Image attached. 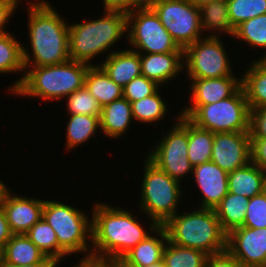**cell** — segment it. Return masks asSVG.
Listing matches in <instances>:
<instances>
[{"mask_svg":"<svg viewBox=\"0 0 266 267\" xmlns=\"http://www.w3.org/2000/svg\"><path fill=\"white\" fill-rule=\"evenodd\" d=\"M93 210L90 242L93 264L114 265L158 226L156 222L150 223L147 232L128 210L104 203L94 204Z\"/></svg>","mask_w":266,"mask_h":267,"instance_id":"1","label":"cell"},{"mask_svg":"<svg viewBox=\"0 0 266 267\" xmlns=\"http://www.w3.org/2000/svg\"><path fill=\"white\" fill-rule=\"evenodd\" d=\"M29 4L28 32L33 53L30 55L22 46L24 66L55 65L70 60L68 23L45 0Z\"/></svg>","mask_w":266,"mask_h":267,"instance_id":"2","label":"cell"},{"mask_svg":"<svg viewBox=\"0 0 266 267\" xmlns=\"http://www.w3.org/2000/svg\"><path fill=\"white\" fill-rule=\"evenodd\" d=\"M89 66L71 59L55 65L24 66L25 74L8 87V91L14 95L58 101L84 86Z\"/></svg>","mask_w":266,"mask_h":267,"instance_id":"3","label":"cell"},{"mask_svg":"<svg viewBox=\"0 0 266 267\" xmlns=\"http://www.w3.org/2000/svg\"><path fill=\"white\" fill-rule=\"evenodd\" d=\"M99 19L69 25V57L89 65L127 34V12L105 9Z\"/></svg>","mask_w":266,"mask_h":267,"instance_id":"4","label":"cell"},{"mask_svg":"<svg viewBox=\"0 0 266 267\" xmlns=\"http://www.w3.org/2000/svg\"><path fill=\"white\" fill-rule=\"evenodd\" d=\"M163 226L168 240L175 245L197 249L207 255L227 249V234L215 209L199 208L184 214L177 213Z\"/></svg>","mask_w":266,"mask_h":267,"instance_id":"5","label":"cell"},{"mask_svg":"<svg viewBox=\"0 0 266 267\" xmlns=\"http://www.w3.org/2000/svg\"><path fill=\"white\" fill-rule=\"evenodd\" d=\"M42 218L56 233L58 263L62 258L78 252L84 254L89 252L85 254L84 259H80V263H91V250L88 246L92 245L88 244V239L91 241L92 238V222L82 210L79 211L63 202L45 200Z\"/></svg>","mask_w":266,"mask_h":267,"instance_id":"6","label":"cell"},{"mask_svg":"<svg viewBox=\"0 0 266 267\" xmlns=\"http://www.w3.org/2000/svg\"><path fill=\"white\" fill-rule=\"evenodd\" d=\"M179 114L212 133L249 132L250 110L242 87L226 99L186 106Z\"/></svg>","mask_w":266,"mask_h":267,"instance_id":"7","label":"cell"},{"mask_svg":"<svg viewBox=\"0 0 266 267\" xmlns=\"http://www.w3.org/2000/svg\"><path fill=\"white\" fill-rule=\"evenodd\" d=\"M145 159L139 206L151 222L164 225L178 213L177 206L183 194L181 183L159 169L148 158Z\"/></svg>","mask_w":266,"mask_h":267,"instance_id":"8","label":"cell"},{"mask_svg":"<svg viewBox=\"0 0 266 267\" xmlns=\"http://www.w3.org/2000/svg\"><path fill=\"white\" fill-rule=\"evenodd\" d=\"M127 31L129 43L137 49L132 50L139 54L183 52L150 6L127 12Z\"/></svg>","mask_w":266,"mask_h":267,"instance_id":"9","label":"cell"},{"mask_svg":"<svg viewBox=\"0 0 266 267\" xmlns=\"http://www.w3.org/2000/svg\"><path fill=\"white\" fill-rule=\"evenodd\" d=\"M149 6L179 48L184 50L203 35L199 7L189 0H151Z\"/></svg>","mask_w":266,"mask_h":267,"instance_id":"10","label":"cell"},{"mask_svg":"<svg viewBox=\"0 0 266 267\" xmlns=\"http://www.w3.org/2000/svg\"><path fill=\"white\" fill-rule=\"evenodd\" d=\"M183 60L190 79L233 76V71L220 37L204 35L183 50Z\"/></svg>","mask_w":266,"mask_h":267,"instance_id":"11","label":"cell"},{"mask_svg":"<svg viewBox=\"0 0 266 267\" xmlns=\"http://www.w3.org/2000/svg\"><path fill=\"white\" fill-rule=\"evenodd\" d=\"M171 130L147 154V158L159 169L181 182L180 178L193 173L188 159V118L179 114Z\"/></svg>","mask_w":266,"mask_h":267,"instance_id":"12","label":"cell"},{"mask_svg":"<svg viewBox=\"0 0 266 267\" xmlns=\"http://www.w3.org/2000/svg\"><path fill=\"white\" fill-rule=\"evenodd\" d=\"M211 161L227 173L251 162L250 132L214 133Z\"/></svg>","mask_w":266,"mask_h":267,"instance_id":"13","label":"cell"},{"mask_svg":"<svg viewBox=\"0 0 266 267\" xmlns=\"http://www.w3.org/2000/svg\"><path fill=\"white\" fill-rule=\"evenodd\" d=\"M227 250L245 267H266V228L232 230L227 235Z\"/></svg>","mask_w":266,"mask_h":267,"instance_id":"14","label":"cell"},{"mask_svg":"<svg viewBox=\"0 0 266 267\" xmlns=\"http://www.w3.org/2000/svg\"><path fill=\"white\" fill-rule=\"evenodd\" d=\"M6 187L0 197L10 230L13 234H26L41 218L44 201L36 198H27L10 193Z\"/></svg>","mask_w":266,"mask_h":267,"instance_id":"15","label":"cell"},{"mask_svg":"<svg viewBox=\"0 0 266 267\" xmlns=\"http://www.w3.org/2000/svg\"><path fill=\"white\" fill-rule=\"evenodd\" d=\"M198 190L202 193L200 208L216 209L229 192L228 175L212 161L196 165L193 173Z\"/></svg>","mask_w":266,"mask_h":267,"instance_id":"16","label":"cell"},{"mask_svg":"<svg viewBox=\"0 0 266 267\" xmlns=\"http://www.w3.org/2000/svg\"><path fill=\"white\" fill-rule=\"evenodd\" d=\"M154 231L156 236L149 234L124 254L115 265L117 267H145L160 262L163 259V250L168 241V235L163 225H158Z\"/></svg>","mask_w":266,"mask_h":267,"instance_id":"17","label":"cell"},{"mask_svg":"<svg viewBox=\"0 0 266 267\" xmlns=\"http://www.w3.org/2000/svg\"><path fill=\"white\" fill-rule=\"evenodd\" d=\"M141 75L161 86L184 70L183 52L140 54Z\"/></svg>","mask_w":266,"mask_h":267,"instance_id":"18","label":"cell"},{"mask_svg":"<svg viewBox=\"0 0 266 267\" xmlns=\"http://www.w3.org/2000/svg\"><path fill=\"white\" fill-rule=\"evenodd\" d=\"M191 81V105H208L232 96L241 87V78L219 77L189 79Z\"/></svg>","mask_w":266,"mask_h":267,"instance_id":"19","label":"cell"},{"mask_svg":"<svg viewBox=\"0 0 266 267\" xmlns=\"http://www.w3.org/2000/svg\"><path fill=\"white\" fill-rule=\"evenodd\" d=\"M98 65L122 88L141 75L140 54L130 48L109 52L105 61Z\"/></svg>","mask_w":266,"mask_h":267,"instance_id":"20","label":"cell"},{"mask_svg":"<svg viewBox=\"0 0 266 267\" xmlns=\"http://www.w3.org/2000/svg\"><path fill=\"white\" fill-rule=\"evenodd\" d=\"M133 119L131 103L121 97L102 107L99 130L105 136L119 138L128 130Z\"/></svg>","mask_w":266,"mask_h":267,"instance_id":"21","label":"cell"},{"mask_svg":"<svg viewBox=\"0 0 266 267\" xmlns=\"http://www.w3.org/2000/svg\"><path fill=\"white\" fill-rule=\"evenodd\" d=\"M241 78L249 110L266 107V59L254 60Z\"/></svg>","mask_w":266,"mask_h":267,"instance_id":"22","label":"cell"},{"mask_svg":"<svg viewBox=\"0 0 266 267\" xmlns=\"http://www.w3.org/2000/svg\"><path fill=\"white\" fill-rule=\"evenodd\" d=\"M228 185L232 194L250 199L263 192L264 171L249 162L246 166L229 173Z\"/></svg>","mask_w":266,"mask_h":267,"instance_id":"23","label":"cell"},{"mask_svg":"<svg viewBox=\"0 0 266 267\" xmlns=\"http://www.w3.org/2000/svg\"><path fill=\"white\" fill-rule=\"evenodd\" d=\"M84 86L101 107L123 97V88L111 80L99 65L89 66Z\"/></svg>","mask_w":266,"mask_h":267,"instance_id":"24","label":"cell"},{"mask_svg":"<svg viewBox=\"0 0 266 267\" xmlns=\"http://www.w3.org/2000/svg\"><path fill=\"white\" fill-rule=\"evenodd\" d=\"M3 264L26 265L43 261L47 256L26 234H13L3 247Z\"/></svg>","mask_w":266,"mask_h":267,"instance_id":"25","label":"cell"},{"mask_svg":"<svg viewBox=\"0 0 266 267\" xmlns=\"http://www.w3.org/2000/svg\"><path fill=\"white\" fill-rule=\"evenodd\" d=\"M249 199L228 192L216 207L215 212L223 231L228 235L232 230L243 227Z\"/></svg>","mask_w":266,"mask_h":267,"instance_id":"26","label":"cell"},{"mask_svg":"<svg viewBox=\"0 0 266 267\" xmlns=\"http://www.w3.org/2000/svg\"><path fill=\"white\" fill-rule=\"evenodd\" d=\"M199 11L200 24L203 33L204 30H207L208 32L209 29L212 33L210 36H217L221 32L228 33L231 36L234 35L235 27L232 25L229 17L227 0L206 3L199 7ZM216 30L219 32L218 34L216 33Z\"/></svg>","mask_w":266,"mask_h":267,"instance_id":"27","label":"cell"},{"mask_svg":"<svg viewBox=\"0 0 266 267\" xmlns=\"http://www.w3.org/2000/svg\"><path fill=\"white\" fill-rule=\"evenodd\" d=\"M214 133L197 127L188 119V159L194 167L211 161Z\"/></svg>","mask_w":266,"mask_h":267,"instance_id":"28","label":"cell"},{"mask_svg":"<svg viewBox=\"0 0 266 267\" xmlns=\"http://www.w3.org/2000/svg\"><path fill=\"white\" fill-rule=\"evenodd\" d=\"M100 129V116L70 114L66 127V148L86 143ZM96 132V133H95Z\"/></svg>","mask_w":266,"mask_h":267,"instance_id":"29","label":"cell"},{"mask_svg":"<svg viewBox=\"0 0 266 267\" xmlns=\"http://www.w3.org/2000/svg\"><path fill=\"white\" fill-rule=\"evenodd\" d=\"M207 256L200 250L175 245L169 240L163 250L165 267H205Z\"/></svg>","mask_w":266,"mask_h":267,"instance_id":"30","label":"cell"},{"mask_svg":"<svg viewBox=\"0 0 266 267\" xmlns=\"http://www.w3.org/2000/svg\"><path fill=\"white\" fill-rule=\"evenodd\" d=\"M9 33L0 34V73L25 71L22 44Z\"/></svg>","mask_w":266,"mask_h":267,"instance_id":"31","label":"cell"},{"mask_svg":"<svg viewBox=\"0 0 266 267\" xmlns=\"http://www.w3.org/2000/svg\"><path fill=\"white\" fill-rule=\"evenodd\" d=\"M159 89L151 96L131 102L134 121L152 123L164 119L167 113V105L162 99Z\"/></svg>","mask_w":266,"mask_h":267,"instance_id":"32","label":"cell"},{"mask_svg":"<svg viewBox=\"0 0 266 267\" xmlns=\"http://www.w3.org/2000/svg\"><path fill=\"white\" fill-rule=\"evenodd\" d=\"M233 37L252 45L251 47L266 49V14L240 23L235 27ZM260 59H266V55H263Z\"/></svg>","mask_w":266,"mask_h":267,"instance_id":"33","label":"cell"},{"mask_svg":"<svg viewBox=\"0 0 266 267\" xmlns=\"http://www.w3.org/2000/svg\"><path fill=\"white\" fill-rule=\"evenodd\" d=\"M26 236L46 256L53 258L58 263V240L56 233L43 218L26 232Z\"/></svg>","mask_w":266,"mask_h":267,"instance_id":"34","label":"cell"},{"mask_svg":"<svg viewBox=\"0 0 266 267\" xmlns=\"http://www.w3.org/2000/svg\"><path fill=\"white\" fill-rule=\"evenodd\" d=\"M227 6L234 27L246 20L266 14V0H227Z\"/></svg>","mask_w":266,"mask_h":267,"instance_id":"35","label":"cell"},{"mask_svg":"<svg viewBox=\"0 0 266 267\" xmlns=\"http://www.w3.org/2000/svg\"><path fill=\"white\" fill-rule=\"evenodd\" d=\"M66 99L69 114L101 116L102 107L85 86L71 93Z\"/></svg>","mask_w":266,"mask_h":267,"instance_id":"36","label":"cell"},{"mask_svg":"<svg viewBox=\"0 0 266 267\" xmlns=\"http://www.w3.org/2000/svg\"><path fill=\"white\" fill-rule=\"evenodd\" d=\"M243 227L266 228V194L264 192L249 199Z\"/></svg>","mask_w":266,"mask_h":267,"instance_id":"37","label":"cell"},{"mask_svg":"<svg viewBox=\"0 0 266 267\" xmlns=\"http://www.w3.org/2000/svg\"><path fill=\"white\" fill-rule=\"evenodd\" d=\"M154 81L149 80L144 75H140L132 79L125 87H123V97L130 103L151 96L158 89Z\"/></svg>","mask_w":266,"mask_h":267,"instance_id":"38","label":"cell"},{"mask_svg":"<svg viewBox=\"0 0 266 267\" xmlns=\"http://www.w3.org/2000/svg\"><path fill=\"white\" fill-rule=\"evenodd\" d=\"M250 138L266 139V107L250 110Z\"/></svg>","mask_w":266,"mask_h":267,"instance_id":"39","label":"cell"},{"mask_svg":"<svg viewBox=\"0 0 266 267\" xmlns=\"http://www.w3.org/2000/svg\"><path fill=\"white\" fill-rule=\"evenodd\" d=\"M205 267H245L227 249L208 255Z\"/></svg>","mask_w":266,"mask_h":267,"instance_id":"40","label":"cell"},{"mask_svg":"<svg viewBox=\"0 0 266 267\" xmlns=\"http://www.w3.org/2000/svg\"><path fill=\"white\" fill-rule=\"evenodd\" d=\"M251 162L266 171V139L250 138Z\"/></svg>","mask_w":266,"mask_h":267,"instance_id":"41","label":"cell"},{"mask_svg":"<svg viewBox=\"0 0 266 267\" xmlns=\"http://www.w3.org/2000/svg\"><path fill=\"white\" fill-rule=\"evenodd\" d=\"M151 0H103L104 9L131 11L136 8L149 6Z\"/></svg>","mask_w":266,"mask_h":267,"instance_id":"42","label":"cell"},{"mask_svg":"<svg viewBox=\"0 0 266 267\" xmlns=\"http://www.w3.org/2000/svg\"><path fill=\"white\" fill-rule=\"evenodd\" d=\"M21 0H0V34L9 33L4 29L9 17L13 16Z\"/></svg>","mask_w":266,"mask_h":267,"instance_id":"43","label":"cell"},{"mask_svg":"<svg viewBox=\"0 0 266 267\" xmlns=\"http://www.w3.org/2000/svg\"><path fill=\"white\" fill-rule=\"evenodd\" d=\"M13 233L10 230L9 223L0 205V246L3 248L7 241L12 237Z\"/></svg>","mask_w":266,"mask_h":267,"instance_id":"44","label":"cell"},{"mask_svg":"<svg viewBox=\"0 0 266 267\" xmlns=\"http://www.w3.org/2000/svg\"><path fill=\"white\" fill-rule=\"evenodd\" d=\"M59 263H57L53 258L46 257L43 261L26 264V265H10V264H2L1 267H59Z\"/></svg>","mask_w":266,"mask_h":267,"instance_id":"45","label":"cell"},{"mask_svg":"<svg viewBox=\"0 0 266 267\" xmlns=\"http://www.w3.org/2000/svg\"><path fill=\"white\" fill-rule=\"evenodd\" d=\"M78 267H115L114 265L93 264V263H78Z\"/></svg>","mask_w":266,"mask_h":267,"instance_id":"46","label":"cell"},{"mask_svg":"<svg viewBox=\"0 0 266 267\" xmlns=\"http://www.w3.org/2000/svg\"><path fill=\"white\" fill-rule=\"evenodd\" d=\"M189 1L195 4L197 7H201L202 5L206 3H211V2L219 1V0H189Z\"/></svg>","mask_w":266,"mask_h":267,"instance_id":"47","label":"cell"},{"mask_svg":"<svg viewBox=\"0 0 266 267\" xmlns=\"http://www.w3.org/2000/svg\"><path fill=\"white\" fill-rule=\"evenodd\" d=\"M145 267H165V264L163 262V259L160 262L145 266Z\"/></svg>","mask_w":266,"mask_h":267,"instance_id":"48","label":"cell"},{"mask_svg":"<svg viewBox=\"0 0 266 267\" xmlns=\"http://www.w3.org/2000/svg\"><path fill=\"white\" fill-rule=\"evenodd\" d=\"M7 186H5L4 182H2V180H0V197H1V194L3 192V190L6 188Z\"/></svg>","mask_w":266,"mask_h":267,"instance_id":"49","label":"cell"},{"mask_svg":"<svg viewBox=\"0 0 266 267\" xmlns=\"http://www.w3.org/2000/svg\"><path fill=\"white\" fill-rule=\"evenodd\" d=\"M2 252H3V248L0 246V267L3 264V255H2Z\"/></svg>","mask_w":266,"mask_h":267,"instance_id":"50","label":"cell"},{"mask_svg":"<svg viewBox=\"0 0 266 267\" xmlns=\"http://www.w3.org/2000/svg\"><path fill=\"white\" fill-rule=\"evenodd\" d=\"M263 192L266 194V171H264V187Z\"/></svg>","mask_w":266,"mask_h":267,"instance_id":"51","label":"cell"}]
</instances>
